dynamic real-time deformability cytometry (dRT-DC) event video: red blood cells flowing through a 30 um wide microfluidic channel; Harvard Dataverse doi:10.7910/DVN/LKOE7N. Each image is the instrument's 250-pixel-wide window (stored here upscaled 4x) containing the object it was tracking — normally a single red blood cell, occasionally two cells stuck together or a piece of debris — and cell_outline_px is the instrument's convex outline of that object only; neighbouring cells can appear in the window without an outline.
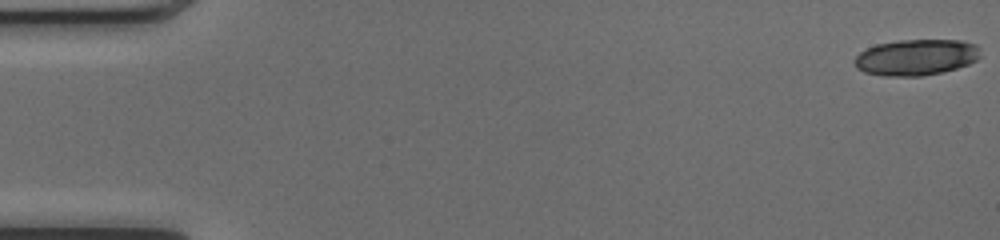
{"species": "common noctule bat (a hibernating species)", "species_latin": "Nyctalus noctula", "temperature_condition": "cold", "stored_images_in_passage": 19, "camera_frame_rate_fps": 3000, "um_per_image_px": 0.085, "animal": {"sex": "female", "body_mass_g": 17.0, "forearm_length_mm": 48.0}, "frame": {"image": 1, "passage_image": 1, "time_ms": 0.0, "image_size_px": [1000, 240], "cell_outline_px": [[980, 56], [976, 60], [968, 64], [956, 68], [940, 72], [920, 76], [884, 76], [864, 72], [856, 68], [852, 60], [860, 52], [876, 44], [896, 40], [960, 40], [976, 44], [980, 48]], "centroid_in_image_um": [77.85, 4.86], "position_along_channel_um": 7.2, "area_um2": 26.59}}
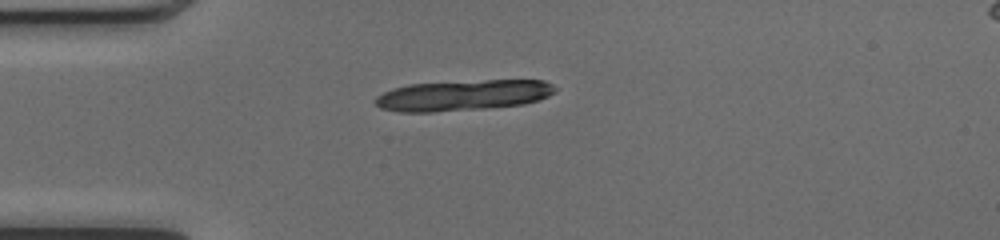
{"frame": {"image": 2, "passage_image": 14, "time_ms": 4.333, "image_size_px": [1000, 240], "cell_outline_px": [[556, 92], [540, 100], [524, 104], [484, 108], [432, 112], [400, 112], [380, 108], [372, 100], [376, 96], [392, 88], [408, 84], [484, 80], [544, 80], [552, 84], [556, 88]], "centroid_in_image_um": [39.35, 8.1], "position_along_channel_um": 45.7, "area_um2": 32.31}}